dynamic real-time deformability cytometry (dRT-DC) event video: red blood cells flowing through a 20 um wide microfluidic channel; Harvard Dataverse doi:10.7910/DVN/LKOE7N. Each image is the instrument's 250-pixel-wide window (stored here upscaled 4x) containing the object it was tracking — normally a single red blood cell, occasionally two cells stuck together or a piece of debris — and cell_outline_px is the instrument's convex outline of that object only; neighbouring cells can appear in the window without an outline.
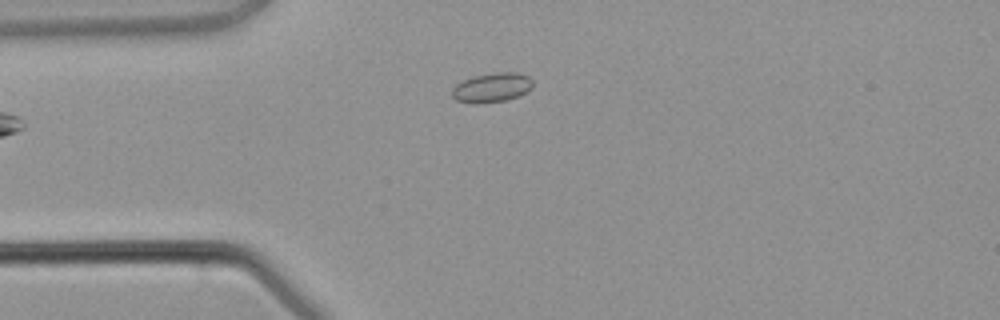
{"species": "common noctule bat (a hibernating species)", "species_latin": "Nyctalus noctula", "temperature_condition": "warm", "stored_images_in_passage": 3, "camera_frame_rate_fps": 3000, "um_per_image_px": 0.085, "animal": {"sex": "male", "body_mass_g": 21.5, "forearm_length_mm": 52.0}, "frame": {"image": 1, "passage_image": 3, "time_ms": 2.333, "image_size_px": [1000, 320], "cell_outline_px": [[532, 88], [516, 96], [504, 100], [476, 104], [472, 104], [456, 100], [452, 96], [452, 88], [456, 84], [464, 80], [476, 76], [492, 72], [516, 72], [528, 76], [532, 80]], "centroid_in_image_um": [41.78, 7.44], "position_along_channel_um": 43.2, "area_um2": 13.7}}